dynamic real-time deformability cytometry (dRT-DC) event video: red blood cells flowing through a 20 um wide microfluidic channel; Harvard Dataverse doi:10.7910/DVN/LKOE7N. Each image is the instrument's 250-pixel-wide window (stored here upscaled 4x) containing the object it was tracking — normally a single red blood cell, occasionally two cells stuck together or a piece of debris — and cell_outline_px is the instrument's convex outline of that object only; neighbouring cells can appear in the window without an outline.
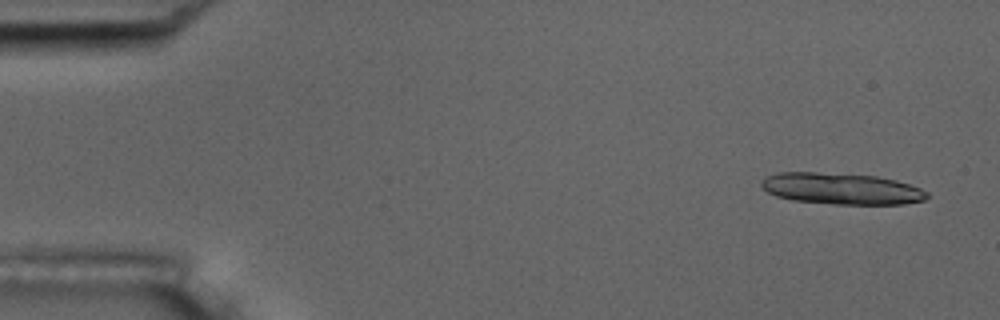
{"species": "common noctule bat (a hibernating species)", "species_latin": "Nyctalus noctula", "temperature_condition": "room temperature", "stored_images_in_passage": 6, "camera_frame_rate_fps": 3000, "um_per_image_px": 0.085, "animal": {"sex": "male", "body_mass_g": 17.5, "forearm_length_mm": 52.3}, "frame": {"image": 1, "passage_image": 1, "time_ms": 0.0, "image_size_px": [1000, 320], "cell_outline_px": [[928, 196], [924, 200], [904, 204], [832, 204], [792, 200], [776, 196], [768, 192], [760, 184], [760, 180], [764, 176], [776, 172], [816, 172], [876, 176], [896, 180], [920, 188], [928, 192]], "centroid_in_image_um": [71.48, 16.03], "position_along_channel_um": 13.5, "area_um2": 30.4}}